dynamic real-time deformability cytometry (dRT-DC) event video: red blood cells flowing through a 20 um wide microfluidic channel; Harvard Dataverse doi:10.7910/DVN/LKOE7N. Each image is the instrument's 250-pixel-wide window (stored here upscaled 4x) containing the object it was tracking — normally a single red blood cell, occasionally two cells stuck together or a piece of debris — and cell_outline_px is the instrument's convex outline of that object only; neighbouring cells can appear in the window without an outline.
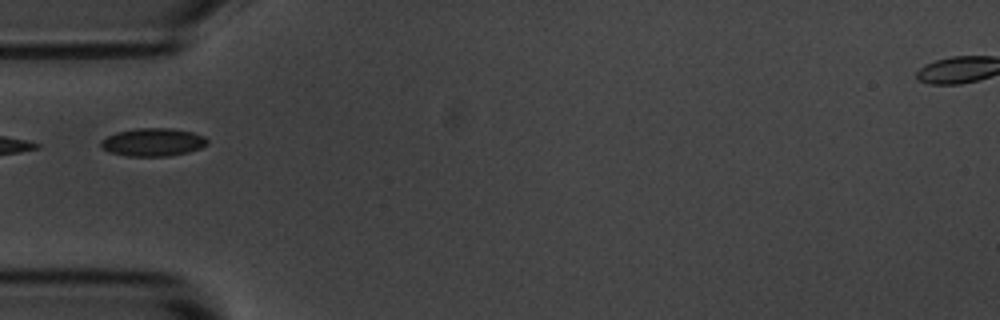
{"species": "common noctule bat (a hibernating species)", "species_latin": "Nyctalus noctula", "temperature_condition": "room temperature", "stored_images_in_passage": 23, "camera_frame_rate_fps": 3000, "um_per_image_px": 0.085, "animal": {"sex": "male", "body_mass_g": 20.1, "forearm_length_mm": 53.5}, "frame": {"image": 1, "passage_image": 1, "time_ms": 0.0, "image_size_px": [1000, 320], "cell_outline_px": [[208, 144], [200, 148], [188, 152], [168, 156], [128, 156], [108, 152], [100, 144], [100, 140], [116, 132], [136, 128], [172, 128], [192, 132], [204, 136], [208, 140]], "centroid_in_image_um": [13.0, 12.08], "position_along_channel_um": 72.0, "area_um2": 17.4}}